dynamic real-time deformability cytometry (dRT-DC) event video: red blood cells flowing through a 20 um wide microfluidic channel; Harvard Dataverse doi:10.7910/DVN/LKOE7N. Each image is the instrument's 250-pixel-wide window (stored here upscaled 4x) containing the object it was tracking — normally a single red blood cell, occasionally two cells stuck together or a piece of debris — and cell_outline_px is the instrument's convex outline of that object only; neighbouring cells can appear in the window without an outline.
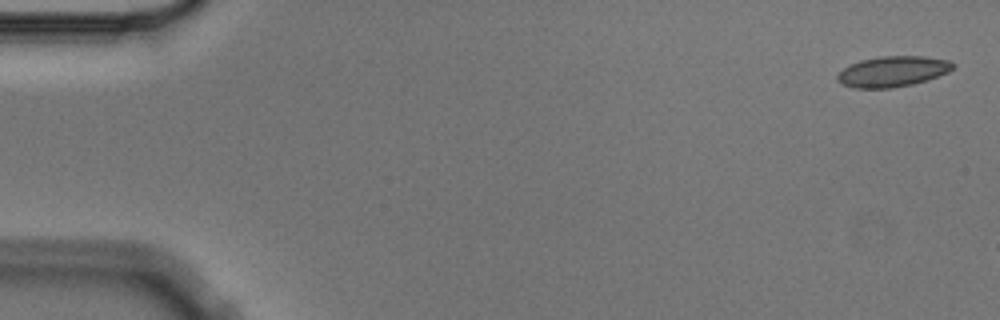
{"species": "Egyptian fruit bat (a non-hibernating species)", "species_latin": "Rousettus aegyptiacus", "temperature_condition": "cold", "stored_images_in_passage": 2, "camera_frame_rate_fps": 3000, "um_per_image_px": 0.085, "animal": {"sex": "male"}, "frame": {"image": 1, "passage_image": 1, "time_ms": 0.0, "image_size_px": [1000, 320], "cell_outline_px": [[956, 64], [948, 72], [928, 80], [912, 84], [892, 88], [856, 88], [840, 84], [836, 80], [836, 76], [844, 68], [860, 60], [880, 56], [924, 56], [948, 60]], "centroid_in_image_um": [75.87, 6.08], "position_along_channel_um": 9.1, "area_um2": 20.63}}